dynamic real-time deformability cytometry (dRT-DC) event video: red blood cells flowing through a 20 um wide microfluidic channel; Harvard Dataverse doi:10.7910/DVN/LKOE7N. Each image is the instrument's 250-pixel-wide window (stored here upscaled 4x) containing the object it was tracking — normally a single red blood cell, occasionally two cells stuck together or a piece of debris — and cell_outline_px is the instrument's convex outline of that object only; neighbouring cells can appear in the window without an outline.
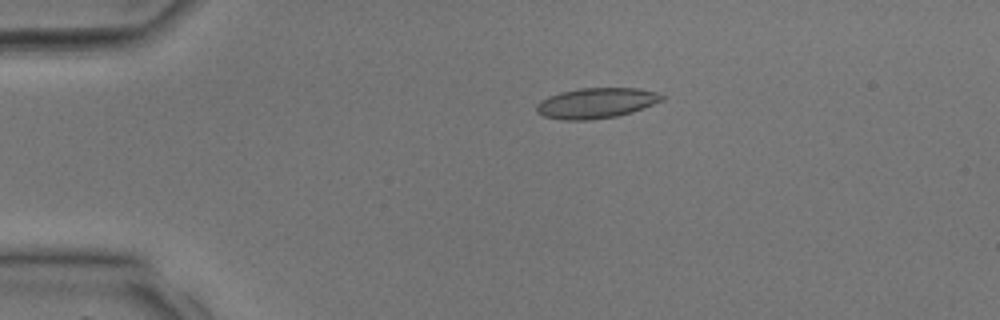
{"species": "common noctule bat (a hibernating species)", "species_latin": "Nyctalus noctula", "temperature_condition": "room temperature", "stored_images_in_passage": 31, "camera_frame_rate_fps": 3000, "um_per_image_px": 0.085, "animal": {"sex": "male", "body_mass_g": 17.9, "forearm_length_mm": 54.2}, "frame": {"image": 1, "passage_image": 1, "time_ms": 0.0, "image_size_px": [1000, 320], "cell_outline_px": [[664, 100], [644, 108], [632, 112], [616, 116], [588, 120], [560, 120], [544, 116], [536, 112], [536, 104], [540, 100], [548, 96], [560, 92], [580, 88], [636, 88], [656, 92], [664, 96]], "centroid_in_image_um": [50.65, 8.76], "position_along_channel_um": 34.3, "area_um2": 22.31}}
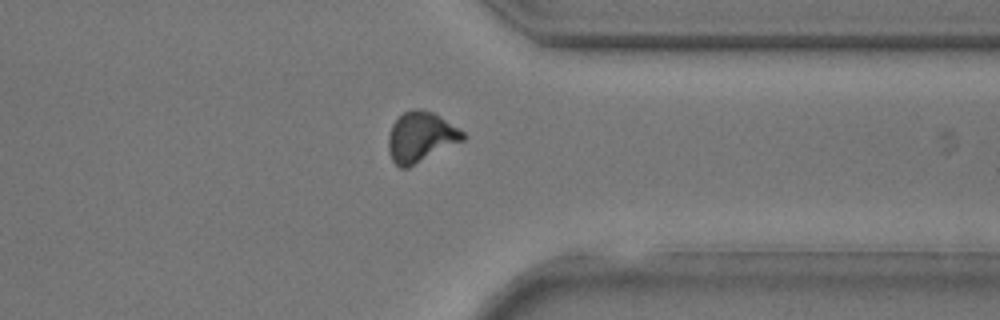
{"frame": {"image": 2, "passage_image": 23, "time_ms": 7.333, "image_size_px": [1000, 320], "cell_outline_px": [[468, 136], [464, 140], [408, 168], [400, 168], [392, 160], [388, 152], [388, 136], [392, 124], [404, 112], [416, 108], [432, 112], [464, 132]], "centroid_in_image_um": [35.75, 11.66], "position_along_channel_um": 375.7, "area_um2": 21.68}}
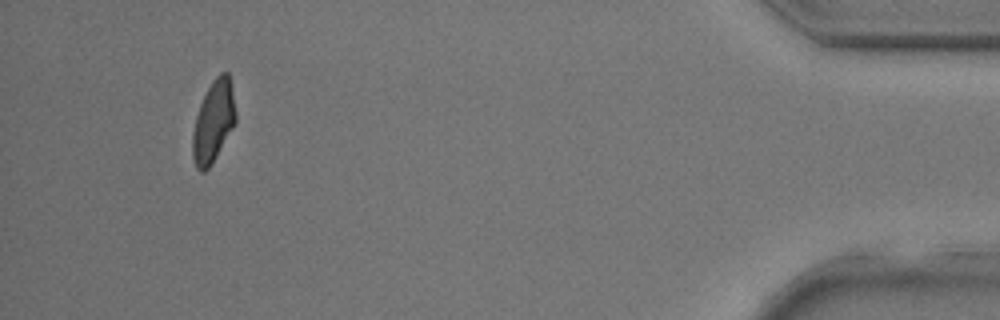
{"frame": {"image": 3, "passage_image": 29, "time_ms": 9.333, "image_size_px": [1000, 320], "cell_outline_px": [[236, 120], [232, 128], [212, 164], [204, 172], [200, 172], [196, 168], [192, 156], [192, 132], [196, 116], [200, 104], [212, 80], [220, 72], [228, 72], [236, 112]], "centroid_in_image_um": [18.12, 10.36], "position_along_channel_um": 417.1, "area_um2": 20.35}}